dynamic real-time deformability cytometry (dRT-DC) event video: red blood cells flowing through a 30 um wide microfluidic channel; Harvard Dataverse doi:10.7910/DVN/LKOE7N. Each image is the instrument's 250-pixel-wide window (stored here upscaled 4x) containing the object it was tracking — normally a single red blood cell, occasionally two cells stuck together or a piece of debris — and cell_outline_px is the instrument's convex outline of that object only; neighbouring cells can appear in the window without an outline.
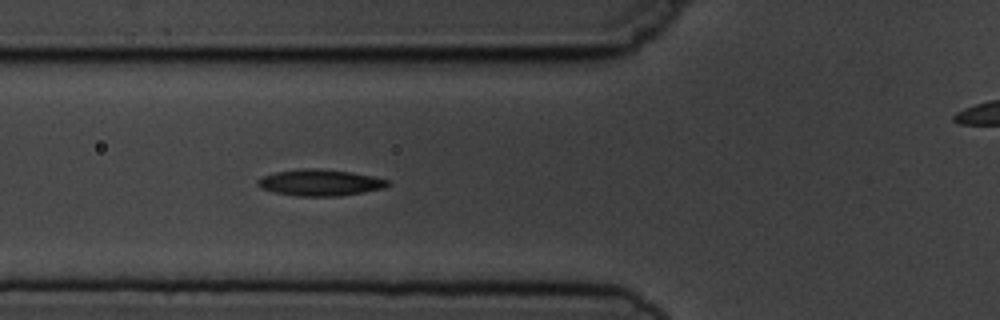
{"species": "common noctule bat (a hibernating species)", "species_latin": "Nyctalus noctula", "temperature_condition": "cold", "stored_images_in_passage": 6, "segment_of_instrument_passage": [1, 2], "camera_frame_rate_fps": 3000, "um_per_image_px": 0.085, "animal": {"sex": "male", "body_mass_g": 19.5, "forearm_length_mm": 54.6}, "frame": {"image": 1, "passage_image": 5, "time_ms": 5.333, "image_size_px": [1000, 320], "cell_outline_px": [[392, 184], [384, 188], [364, 192], [340, 196], [296, 196], [272, 192], [260, 188], [256, 184], [256, 180], [264, 176], [276, 172], [300, 168], [320, 168], [352, 172], [372, 176], [388, 180]], "centroid_in_image_um": [27.19, 15.52], "position_along_channel_um": 98.6, "area_um2": 20.23}}